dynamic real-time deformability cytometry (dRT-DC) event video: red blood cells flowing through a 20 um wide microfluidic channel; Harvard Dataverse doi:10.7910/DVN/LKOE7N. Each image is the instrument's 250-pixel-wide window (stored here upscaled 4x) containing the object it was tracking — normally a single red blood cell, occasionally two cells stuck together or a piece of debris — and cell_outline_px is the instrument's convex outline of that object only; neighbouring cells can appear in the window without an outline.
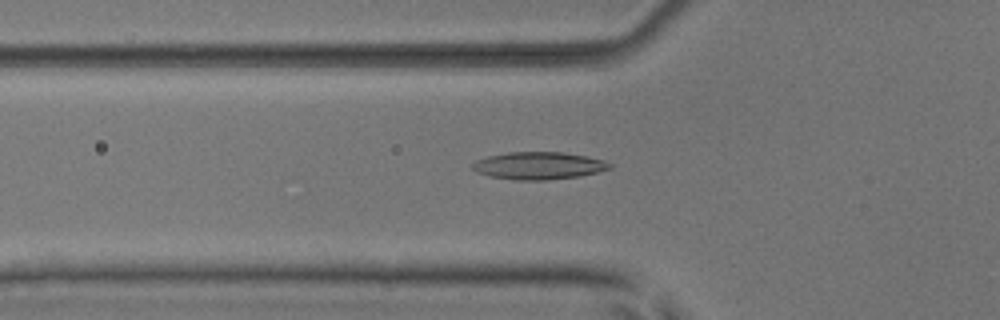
{"species": "common noctule bat (a hibernating species)", "species_latin": "Nyctalus noctula", "temperature_condition": "room temperature", "stored_images_in_passage": 50, "camera_frame_rate_fps": 3000, "um_per_image_px": 0.085, "animal": {"sex": "male", "body_mass_g": 17.9, "forearm_length_mm": 54.2}, "frame": {"image": 1, "passage_image": 19, "time_ms": 6.0, "image_size_px": [1000, 320], "cell_outline_px": [[612, 168], [580, 176], [548, 180], [516, 180], [488, 176], [476, 172], [472, 168], [472, 164], [476, 160], [488, 156], [508, 152], [564, 152], [604, 160], [612, 164]], "centroid_in_image_um": [45.77, 14.08], "position_along_channel_um": 80.0, "area_um2": 21.96}}
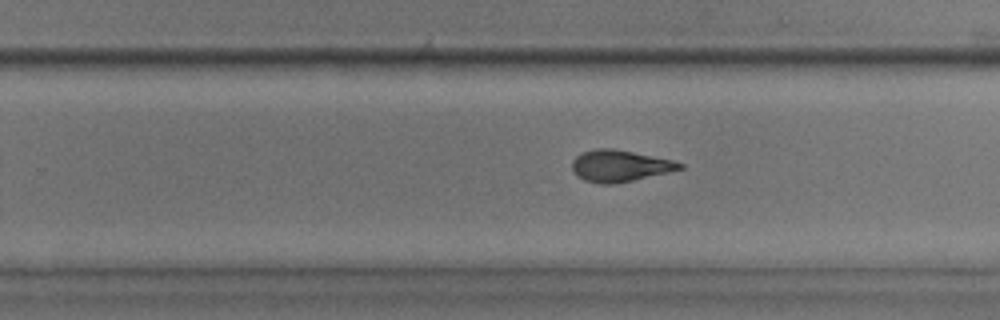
{"frame": {"image": 2, "passage_image": 34, "time_ms": 11.0, "image_size_px": [1000, 320], "cell_outline_px": [[684, 168], [668, 172], [632, 180], [612, 184], [600, 184], [584, 180], [572, 168], [572, 160], [580, 152], [596, 148], [612, 148], [672, 160], [684, 164]], "centroid_in_image_um": [52.66, 14.09], "position_along_channel_um": 277.1, "area_um2": 19.54}}
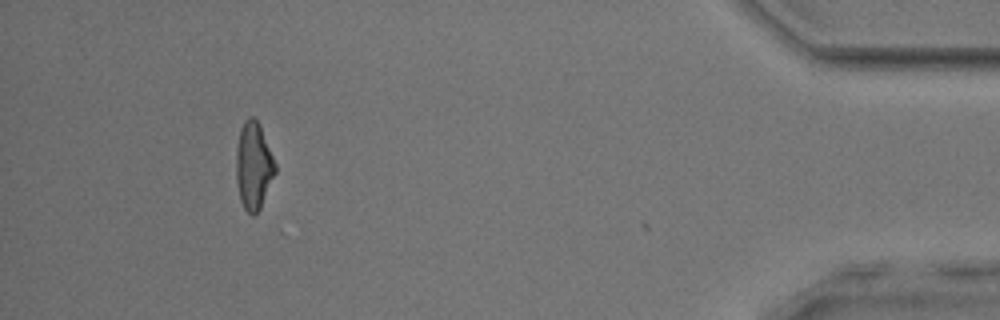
{"frame": {"image": 3, "passage_image": 49, "time_ms": 16.0, "image_size_px": [1000, 320], "cell_outline_px": [[276, 172], [260, 208], [252, 216], [244, 208], [240, 200], [236, 180], [236, 148], [240, 128], [244, 120], [248, 116], [252, 116], [256, 120], [260, 128], [276, 164]], "centroid_in_image_um": [21.53, 14.1], "position_along_channel_um": 413.7, "area_um2": 19.65}, "authors_computed_cell_mechanics": {"area_um2": 20.2589, "velocity_mm_per_s": 3.9495, "shape_relaxation_time_tau1_ms": 9.5217, "shape_relaxation_time_tau2_ms": 1.7537, "deformation_change_tau1": 0.2491, "deformation_change_tau2": 0.0883}}